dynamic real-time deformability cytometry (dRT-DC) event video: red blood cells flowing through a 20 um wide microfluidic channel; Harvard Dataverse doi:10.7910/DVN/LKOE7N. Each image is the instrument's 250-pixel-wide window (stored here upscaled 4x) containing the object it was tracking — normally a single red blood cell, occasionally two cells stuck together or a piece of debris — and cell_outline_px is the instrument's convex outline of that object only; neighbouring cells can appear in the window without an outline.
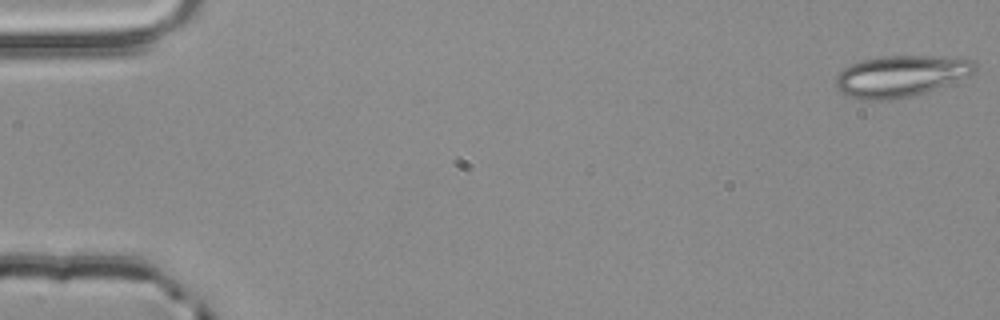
{"species": "common noctule bat (a hibernating species)", "species_latin": "Nyctalus noctula", "temperature_condition": "room temperature", "stored_images_in_passage": 52, "camera_frame_rate_fps": 3000, "um_per_image_px": 0.085, "animal": {"sex": "male", "body_mass_g": 20.4}, "frame": {"image": 1, "passage_image": 1, "time_ms": 0.0, "image_size_px": [1000, 320], "cell_outline_px": [[976, 68], [972, 76], [924, 92], [908, 96], [884, 100], [864, 100], [848, 96], [840, 92], [836, 88], [832, 80], [844, 68], [852, 64], [864, 60], [884, 56], [932, 56], [972, 60]], "centroid_in_image_um": [76.52, 6.47], "position_along_channel_um": 8.5, "area_um2": 33.29}}
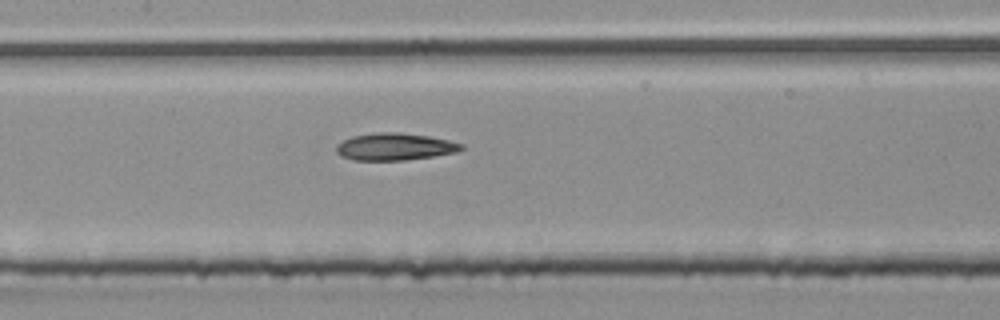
{"frame": {"image": 2, "passage_image": 26, "time_ms": 8.333, "image_size_px": [1000, 320], "cell_outline_px": [[464, 148], [456, 152], [432, 156], [404, 160], [352, 160], [340, 156], [336, 152], [336, 144], [352, 136], [380, 132], [396, 132], [428, 136], [448, 140], [464, 144]], "centroid_in_image_um": [33.53, 12.47], "position_along_channel_um": 173.9, "area_um2": 19.71}}
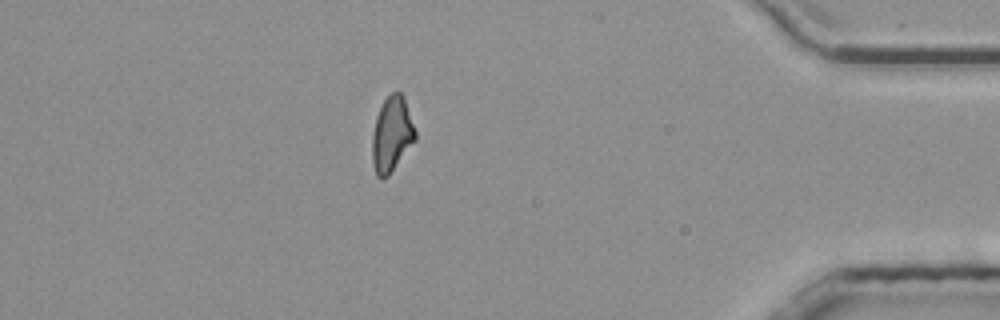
{"frame": {"image": 3, "passage_image": 47, "time_ms": 15.333, "image_size_px": [1000, 320], "cell_outline_px": [[416, 140], [388, 176], [376, 176], [372, 164], [372, 136], [376, 116], [384, 100], [392, 92], [400, 92], [404, 96], [416, 132]], "centroid_in_image_um": [33.3, 11.41], "position_along_channel_um": 401.9, "area_um2": 18.79}}